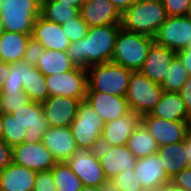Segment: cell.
I'll return each instance as SVG.
<instances>
[{
	"label": "cell",
	"instance_id": "6da1fadb",
	"mask_svg": "<svg viewBox=\"0 0 191 191\" xmlns=\"http://www.w3.org/2000/svg\"><path fill=\"white\" fill-rule=\"evenodd\" d=\"M120 29L121 25L89 27L84 38L70 44L67 49L68 57L76 67L85 69L95 64L111 62Z\"/></svg>",
	"mask_w": 191,
	"mask_h": 191
},
{
	"label": "cell",
	"instance_id": "7a4b0ae2",
	"mask_svg": "<svg viewBox=\"0 0 191 191\" xmlns=\"http://www.w3.org/2000/svg\"><path fill=\"white\" fill-rule=\"evenodd\" d=\"M162 2L137 0L121 14V28L128 32L155 37L167 18Z\"/></svg>",
	"mask_w": 191,
	"mask_h": 191
},
{
	"label": "cell",
	"instance_id": "3957f363",
	"mask_svg": "<svg viewBox=\"0 0 191 191\" xmlns=\"http://www.w3.org/2000/svg\"><path fill=\"white\" fill-rule=\"evenodd\" d=\"M154 38L140 33L120 29L111 62L132 71H139L147 57Z\"/></svg>",
	"mask_w": 191,
	"mask_h": 191
},
{
	"label": "cell",
	"instance_id": "277c9868",
	"mask_svg": "<svg viewBox=\"0 0 191 191\" xmlns=\"http://www.w3.org/2000/svg\"><path fill=\"white\" fill-rule=\"evenodd\" d=\"M132 70L113 62L95 64L87 69L88 90L125 97Z\"/></svg>",
	"mask_w": 191,
	"mask_h": 191
},
{
	"label": "cell",
	"instance_id": "5b68a950",
	"mask_svg": "<svg viewBox=\"0 0 191 191\" xmlns=\"http://www.w3.org/2000/svg\"><path fill=\"white\" fill-rule=\"evenodd\" d=\"M1 20L4 31L32 36L33 26L41 16L38 0H2Z\"/></svg>",
	"mask_w": 191,
	"mask_h": 191
},
{
	"label": "cell",
	"instance_id": "8992f818",
	"mask_svg": "<svg viewBox=\"0 0 191 191\" xmlns=\"http://www.w3.org/2000/svg\"><path fill=\"white\" fill-rule=\"evenodd\" d=\"M103 119L86 100L80 102L75 119L70 125L78 149L97 150L101 144Z\"/></svg>",
	"mask_w": 191,
	"mask_h": 191
},
{
	"label": "cell",
	"instance_id": "52a82bcc",
	"mask_svg": "<svg viewBox=\"0 0 191 191\" xmlns=\"http://www.w3.org/2000/svg\"><path fill=\"white\" fill-rule=\"evenodd\" d=\"M163 92L160 84L151 81L140 71H132L125 99L130 110L144 116L150 114Z\"/></svg>",
	"mask_w": 191,
	"mask_h": 191
},
{
	"label": "cell",
	"instance_id": "ba28073f",
	"mask_svg": "<svg viewBox=\"0 0 191 191\" xmlns=\"http://www.w3.org/2000/svg\"><path fill=\"white\" fill-rule=\"evenodd\" d=\"M49 96L60 95L80 101L85 100L88 90L87 69L75 67L73 70L45 76Z\"/></svg>",
	"mask_w": 191,
	"mask_h": 191
},
{
	"label": "cell",
	"instance_id": "9c48e42d",
	"mask_svg": "<svg viewBox=\"0 0 191 191\" xmlns=\"http://www.w3.org/2000/svg\"><path fill=\"white\" fill-rule=\"evenodd\" d=\"M66 162L83 186H109L97 150L77 149Z\"/></svg>",
	"mask_w": 191,
	"mask_h": 191
},
{
	"label": "cell",
	"instance_id": "30bf717a",
	"mask_svg": "<svg viewBox=\"0 0 191 191\" xmlns=\"http://www.w3.org/2000/svg\"><path fill=\"white\" fill-rule=\"evenodd\" d=\"M191 39V19L187 16H168L154 37L157 45L174 52L186 48Z\"/></svg>",
	"mask_w": 191,
	"mask_h": 191
},
{
	"label": "cell",
	"instance_id": "8fae6325",
	"mask_svg": "<svg viewBox=\"0 0 191 191\" xmlns=\"http://www.w3.org/2000/svg\"><path fill=\"white\" fill-rule=\"evenodd\" d=\"M142 123L155 139L158 147L184 141L191 131L190 121H169L150 116H142Z\"/></svg>",
	"mask_w": 191,
	"mask_h": 191
},
{
	"label": "cell",
	"instance_id": "7c38bea8",
	"mask_svg": "<svg viewBox=\"0 0 191 191\" xmlns=\"http://www.w3.org/2000/svg\"><path fill=\"white\" fill-rule=\"evenodd\" d=\"M12 162L36 172L51 170L57 163L42 142L24 143L12 147Z\"/></svg>",
	"mask_w": 191,
	"mask_h": 191
},
{
	"label": "cell",
	"instance_id": "4fadbf2b",
	"mask_svg": "<svg viewBox=\"0 0 191 191\" xmlns=\"http://www.w3.org/2000/svg\"><path fill=\"white\" fill-rule=\"evenodd\" d=\"M17 122L26 129L24 143H38L43 141V136L49 126L45 117L42 103L31 101L27 105L11 113Z\"/></svg>",
	"mask_w": 191,
	"mask_h": 191
},
{
	"label": "cell",
	"instance_id": "5bb4252c",
	"mask_svg": "<svg viewBox=\"0 0 191 191\" xmlns=\"http://www.w3.org/2000/svg\"><path fill=\"white\" fill-rule=\"evenodd\" d=\"M134 173L144 191H161L171 179L165 172L161 157L157 153L138 158Z\"/></svg>",
	"mask_w": 191,
	"mask_h": 191
},
{
	"label": "cell",
	"instance_id": "9a60e30c",
	"mask_svg": "<svg viewBox=\"0 0 191 191\" xmlns=\"http://www.w3.org/2000/svg\"><path fill=\"white\" fill-rule=\"evenodd\" d=\"M98 157L108 182L120 172L135 168L137 158L124 146H103L97 148Z\"/></svg>",
	"mask_w": 191,
	"mask_h": 191
},
{
	"label": "cell",
	"instance_id": "2e32d148",
	"mask_svg": "<svg viewBox=\"0 0 191 191\" xmlns=\"http://www.w3.org/2000/svg\"><path fill=\"white\" fill-rule=\"evenodd\" d=\"M142 123V116L135 111H128L125 115L104 124L101 134L103 146H124L134 129Z\"/></svg>",
	"mask_w": 191,
	"mask_h": 191
},
{
	"label": "cell",
	"instance_id": "e0dca14e",
	"mask_svg": "<svg viewBox=\"0 0 191 191\" xmlns=\"http://www.w3.org/2000/svg\"><path fill=\"white\" fill-rule=\"evenodd\" d=\"M80 100L60 95L49 96L42 103L49 127H70L75 119Z\"/></svg>",
	"mask_w": 191,
	"mask_h": 191
},
{
	"label": "cell",
	"instance_id": "ac0fdd59",
	"mask_svg": "<svg viewBox=\"0 0 191 191\" xmlns=\"http://www.w3.org/2000/svg\"><path fill=\"white\" fill-rule=\"evenodd\" d=\"M79 10L88 27L121 24V13L109 0H85Z\"/></svg>",
	"mask_w": 191,
	"mask_h": 191
},
{
	"label": "cell",
	"instance_id": "d6986e66",
	"mask_svg": "<svg viewBox=\"0 0 191 191\" xmlns=\"http://www.w3.org/2000/svg\"><path fill=\"white\" fill-rule=\"evenodd\" d=\"M175 57L176 52L172 49L157 45L154 42L149 48L147 57L139 71L151 81L161 85Z\"/></svg>",
	"mask_w": 191,
	"mask_h": 191
},
{
	"label": "cell",
	"instance_id": "ffe728a7",
	"mask_svg": "<svg viewBox=\"0 0 191 191\" xmlns=\"http://www.w3.org/2000/svg\"><path fill=\"white\" fill-rule=\"evenodd\" d=\"M85 100L103 119L104 123L113 121L130 111L127 100L123 96L87 91Z\"/></svg>",
	"mask_w": 191,
	"mask_h": 191
},
{
	"label": "cell",
	"instance_id": "44dd1931",
	"mask_svg": "<svg viewBox=\"0 0 191 191\" xmlns=\"http://www.w3.org/2000/svg\"><path fill=\"white\" fill-rule=\"evenodd\" d=\"M42 143L57 162H66L78 149L70 127H49Z\"/></svg>",
	"mask_w": 191,
	"mask_h": 191
},
{
	"label": "cell",
	"instance_id": "7402d4cb",
	"mask_svg": "<svg viewBox=\"0 0 191 191\" xmlns=\"http://www.w3.org/2000/svg\"><path fill=\"white\" fill-rule=\"evenodd\" d=\"M32 38L39 41L45 49L67 51L71 42L64 34L62 25L46 21L41 16L37 18Z\"/></svg>",
	"mask_w": 191,
	"mask_h": 191
},
{
	"label": "cell",
	"instance_id": "603a6c76",
	"mask_svg": "<svg viewBox=\"0 0 191 191\" xmlns=\"http://www.w3.org/2000/svg\"><path fill=\"white\" fill-rule=\"evenodd\" d=\"M37 172L11 163L0 171V191H32Z\"/></svg>",
	"mask_w": 191,
	"mask_h": 191
},
{
	"label": "cell",
	"instance_id": "cb8c5ba5",
	"mask_svg": "<svg viewBox=\"0 0 191 191\" xmlns=\"http://www.w3.org/2000/svg\"><path fill=\"white\" fill-rule=\"evenodd\" d=\"M149 115L169 121L191 120V115L187 112L184 101L180 98V95L178 93L165 91Z\"/></svg>",
	"mask_w": 191,
	"mask_h": 191
},
{
	"label": "cell",
	"instance_id": "d4e9b609",
	"mask_svg": "<svg viewBox=\"0 0 191 191\" xmlns=\"http://www.w3.org/2000/svg\"><path fill=\"white\" fill-rule=\"evenodd\" d=\"M30 35L3 31L0 34V61L16 63L23 61Z\"/></svg>",
	"mask_w": 191,
	"mask_h": 191
},
{
	"label": "cell",
	"instance_id": "484cf974",
	"mask_svg": "<svg viewBox=\"0 0 191 191\" xmlns=\"http://www.w3.org/2000/svg\"><path fill=\"white\" fill-rule=\"evenodd\" d=\"M157 154L161 157L167 176L171 179L184 168L188 167L184 141L158 147Z\"/></svg>",
	"mask_w": 191,
	"mask_h": 191
},
{
	"label": "cell",
	"instance_id": "4316f807",
	"mask_svg": "<svg viewBox=\"0 0 191 191\" xmlns=\"http://www.w3.org/2000/svg\"><path fill=\"white\" fill-rule=\"evenodd\" d=\"M76 66L68 57L67 51H55L45 49V52L39 57L36 68L44 75H56L73 70Z\"/></svg>",
	"mask_w": 191,
	"mask_h": 191
},
{
	"label": "cell",
	"instance_id": "83f0119b",
	"mask_svg": "<svg viewBox=\"0 0 191 191\" xmlns=\"http://www.w3.org/2000/svg\"><path fill=\"white\" fill-rule=\"evenodd\" d=\"M127 148L138 159L157 153L158 145L143 123L128 138Z\"/></svg>",
	"mask_w": 191,
	"mask_h": 191
},
{
	"label": "cell",
	"instance_id": "f1b7e54d",
	"mask_svg": "<svg viewBox=\"0 0 191 191\" xmlns=\"http://www.w3.org/2000/svg\"><path fill=\"white\" fill-rule=\"evenodd\" d=\"M80 13L78 7L58 1H44L41 3V17L46 21L63 25Z\"/></svg>",
	"mask_w": 191,
	"mask_h": 191
},
{
	"label": "cell",
	"instance_id": "f546056e",
	"mask_svg": "<svg viewBox=\"0 0 191 191\" xmlns=\"http://www.w3.org/2000/svg\"><path fill=\"white\" fill-rule=\"evenodd\" d=\"M31 101L43 103L49 97L45 76L33 66L27 64L26 88L24 89Z\"/></svg>",
	"mask_w": 191,
	"mask_h": 191
},
{
	"label": "cell",
	"instance_id": "4dcf8cb0",
	"mask_svg": "<svg viewBox=\"0 0 191 191\" xmlns=\"http://www.w3.org/2000/svg\"><path fill=\"white\" fill-rule=\"evenodd\" d=\"M51 172L57 191H80L83 188L82 181L70 169L67 162H57L51 168Z\"/></svg>",
	"mask_w": 191,
	"mask_h": 191
},
{
	"label": "cell",
	"instance_id": "1f68e13d",
	"mask_svg": "<svg viewBox=\"0 0 191 191\" xmlns=\"http://www.w3.org/2000/svg\"><path fill=\"white\" fill-rule=\"evenodd\" d=\"M189 74L176 56L170 65L168 73L161 84L165 92L178 93L187 81Z\"/></svg>",
	"mask_w": 191,
	"mask_h": 191
},
{
	"label": "cell",
	"instance_id": "d6a6232c",
	"mask_svg": "<svg viewBox=\"0 0 191 191\" xmlns=\"http://www.w3.org/2000/svg\"><path fill=\"white\" fill-rule=\"evenodd\" d=\"M10 65V75L3 83L0 94H9V92H23L26 88L27 63L25 61H20L10 63Z\"/></svg>",
	"mask_w": 191,
	"mask_h": 191
},
{
	"label": "cell",
	"instance_id": "836d02e7",
	"mask_svg": "<svg viewBox=\"0 0 191 191\" xmlns=\"http://www.w3.org/2000/svg\"><path fill=\"white\" fill-rule=\"evenodd\" d=\"M2 139L11 147L24 141L26 129L23 128L12 114H3Z\"/></svg>",
	"mask_w": 191,
	"mask_h": 191
},
{
	"label": "cell",
	"instance_id": "e575fe53",
	"mask_svg": "<svg viewBox=\"0 0 191 191\" xmlns=\"http://www.w3.org/2000/svg\"><path fill=\"white\" fill-rule=\"evenodd\" d=\"M109 191H144L134 169L120 172L109 181Z\"/></svg>",
	"mask_w": 191,
	"mask_h": 191
},
{
	"label": "cell",
	"instance_id": "d590c367",
	"mask_svg": "<svg viewBox=\"0 0 191 191\" xmlns=\"http://www.w3.org/2000/svg\"><path fill=\"white\" fill-rule=\"evenodd\" d=\"M31 100L29 96L23 92H9V94H0V112L3 114H11L16 109L27 105Z\"/></svg>",
	"mask_w": 191,
	"mask_h": 191
},
{
	"label": "cell",
	"instance_id": "8d00e7d4",
	"mask_svg": "<svg viewBox=\"0 0 191 191\" xmlns=\"http://www.w3.org/2000/svg\"><path fill=\"white\" fill-rule=\"evenodd\" d=\"M88 28L86 22L81 18L80 13L68 22H64L62 25L63 32L71 43L84 38Z\"/></svg>",
	"mask_w": 191,
	"mask_h": 191
},
{
	"label": "cell",
	"instance_id": "74e56055",
	"mask_svg": "<svg viewBox=\"0 0 191 191\" xmlns=\"http://www.w3.org/2000/svg\"><path fill=\"white\" fill-rule=\"evenodd\" d=\"M44 52L45 48L40 44V42L30 37L26 46L23 61H25L29 66L36 67L39 62V57H41Z\"/></svg>",
	"mask_w": 191,
	"mask_h": 191
},
{
	"label": "cell",
	"instance_id": "f35d334b",
	"mask_svg": "<svg viewBox=\"0 0 191 191\" xmlns=\"http://www.w3.org/2000/svg\"><path fill=\"white\" fill-rule=\"evenodd\" d=\"M191 0H162L167 16H186Z\"/></svg>",
	"mask_w": 191,
	"mask_h": 191
},
{
	"label": "cell",
	"instance_id": "ab89813d",
	"mask_svg": "<svg viewBox=\"0 0 191 191\" xmlns=\"http://www.w3.org/2000/svg\"><path fill=\"white\" fill-rule=\"evenodd\" d=\"M32 191H57L51 170L37 172Z\"/></svg>",
	"mask_w": 191,
	"mask_h": 191
},
{
	"label": "cell",
	"instance_id": "60d3db41",
	"mask_svg": "<svg viewBox=\"0 0 191 191\" xmlns=\"http://www.w3.org/2000/svg\"><path fill=\"white\" fill-rule=\"evenodd\" d=\"M171 183L186 191H191V167L184 168L177 173L171 178Z\"/></svg>",
	"mask_w": 191,
	"mask_h": 191
},
{
	"label": "cell",
	"instance_id": "b9f144b4",
	"mask_svg": "<svg viewBox=\"0 0 191 191\" xmlns=\"http://www.w3.org/2000/svg\"><path fill=\"white\" fill-rule=\"evenodd\" d=\"M12 163V147L0 140V171Z\"/></svg>",
	"mask_w": 191,
	"mask_h": 191
},
{
	"label": "cell",
	"instance_id": "7bdbcfd3",
	"mask_svg": "<svg viewBox=\"0 0 191 191\" xmlns=\"http://www.w3.org/2000/svg\"><path fill=\"white\" fill-rule=\"evenodd\" d=\"M180 98L184 101L187 112L191 115V75L187 78L186 83L178 92Z\"/></svg>",
	"mask_w": 191,
	"mask_h": 191
},
{
	"label": "cell",
	"instance_id": "ee69618b",
	"mask_svg": "<svg viewBox=\"0 0 191 191\" xmlns=\"http://www.w3.org/2000/svg\"><path fill=\"white\" fill-rule=\"evenodd\" d=\"M176 56L181 61L188 74L191 75V49H183L176 52Z\"/></svg>",
	"mask_w": 191,
	"mask_h": 191
},
{
	"label": "cell",
	"instance_id": "f6af8a7d",
	"mask_svg": "<svg viewBox=\"0 0 191 191\" xmlns=\"http://www.w3.org/2000/svg\"><path fill=\"white\" fill-rule=\"evenodd\" d=\"M11 72L10 63L0 61V91L3 87V83L7 80Z\"/></svg>",
	"mask_w": 191,
	"mask_h": 191
},
{
	"label": "cell",
	"instance_id": "bcb514c9",
	"mask_svg": "<svg viewBox=\"0 0 191 191\" xmlns=\"http://www.w3.org/2000/svg\"><path fill=\"white\" fill-rule=\"evenodd\" d=\"M117 10L122 14L125 10H127L133 3L137 0H109Z\"/></svg>",
	"mask_w": 191,
	"mask_h": 191
},
{
	"label": "cell",
	"instance_id": "7dc6e473",
	"mask_svg": "<svg viewBox=\"0 0 191 191\" xmlns=\"http://www.w3.org/2000/svg\"><path fill=\"white\" fill-rule=\"evenodd\" d=\"M184 147L186 150V160L188 163V167H191V131L187 134L184 140Z\"/></svg>",
	"mask_w": 191,
	"mask_h": 191
},
{
	"label": "cell",
	"instance_id": "c3c4849f",
	"mask_svg": "<svg viewBox=\"0 0 191 191\" xmlns=\"http://www.w3.org/2000/svg\"><path fill=\"white\" fill-rule=\"evenodd\" d=\"M47 1H58L65 4H71L74 5L75 7H78L79 9L85 3V0H47Z\"/></svg>",
	"mask_w": 191,
	"mask_h": 191
},
{
	"label": "cell",
	"instance_id": "681fc988",
	"mask_svg": "<svg viewBox=\"0 0 191 191\" xmlns=\"http://www.w3.org/2000/svg\"><path fill=\"white\" fill-rule=\"evenodd\" d=\"M80 191H109V186H83Z\"/></svg>",
	"mask_w": 191,
	"mask_h": 191
},
{
	"label": "cell",
	"instance_id": "f907efd6",
	"mask_svg": "<svg viewBox=\"0 0 191 191\" xmlns=\"http://www.w3.org/2000/svg\"><path fill=\"white\" fill-rule=\"evenodd\" d=\"M161 191H186V190L169 182Z\"/></svg>",
	"mask_w": 191,
	"mask_h": 191
},
{
	"label": "cell",
	"instance_id": "816d5d0a",
	"mask_svg": "<svg viewBox=\"0 0 191 191\" xmlns=\"http://www.w3.org/2000/svg\"><path fill=\"white\" fill-rule=\"evenodd\" d=\"M1 6H2V0H0V11H1ZM4 31V27H3V22L1 20V12H0V34H2Z\"/></svg>",
	"mask_w": 191,
	"mask_h": 191
},
{
	"label": "cell",
	"instance_id": "f5cc1de1",
	"mask_svg": "<svg viewBox=\"0 0 191 191\" xmlns=\"http://www.w3.org/2000/svg\"><path fill=\"white\" fill-rule=\"evenodd\" d=\"M2 123H3V113L0 112V140L2 139V130H3Z\"/></svg>",
	"mask_w": 191,
	"mask_h": 191
},
{
	"label": "cell",
	"instance_id": "db71d44e",
	"mask_svg": "<svg viewBox=\"0 0 191 191\" xmlns=\"http://www.w3.org/2000/svg\"><path fill=\"white\" fill-rule=\"evenodd\" d=\"M187 17H189L191 19V3L189 5V9H188V12H187Z\"/></svg>",
	"mask_w": 191,
	"mask_h": 191
},
{
	"label": "cell",
	"instance_id": "11a10c76",
	"mask_svg": "<svg viewBox=\"0 0 191 191\" xmlns=\"http://www.w3.org/2000/svg\"><path fill=\"white\" fill-rule=\"evenodd\" d=\"M141 1L162 2V0H141Z\"/></svg>",
	"mask_w": 191,
	"mask_h": 191
},
{
	"label": "cell",
	"instance_id": "9f6ffc18",
	"mask_svg": "<svg viewBox=\"0 0 191 191\" xmlns=\"http://www.w3.org/2000/svg\"><path fill=\"white\" fill-rule=\"evenodd\" d=\"M185 49H191V39H190V42L187 44Z\"/></svg>",
	"mask_w": 191,
	"mask_h": 191
},
{
	"label": "cell",
	"instance_id": "6f0895ef",
	"mask_svg": "<svg viewBox=\"0 0 191 191\" xmlns=\"http://www.w3.org/2000/svg\"><path fill=\"white\" fill-rule=\"evenodd\" d=\"M40 3L44 2V1H47V0H38Z\"/></svg>",
	"mask_w": 191,
	"mask_h": 191
}]
</instances>
